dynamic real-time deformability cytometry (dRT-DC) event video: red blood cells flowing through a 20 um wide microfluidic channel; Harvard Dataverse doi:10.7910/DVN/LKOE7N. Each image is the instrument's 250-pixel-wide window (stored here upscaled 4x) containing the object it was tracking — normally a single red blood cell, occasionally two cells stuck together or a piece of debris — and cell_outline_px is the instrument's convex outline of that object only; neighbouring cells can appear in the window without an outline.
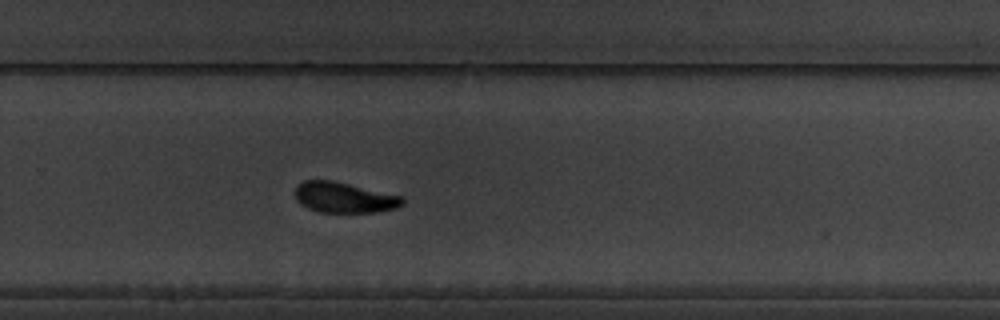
{"species": "common noctule bat (a hibernating species)", "species_latin": "Nyctalus noctula", "temperature_condition": "warm", "stored_images_in_passage": 10, "camera_frame_rate_fps": 3000, "um_per_image_px": 0.085, "animal": {"sex": "male", "body_mass_g": 19.5, "forearm_length_mm": 54.6}, "frame": {"image": 1, "passage_image": 10, "time_ms": 10.333, "image_size_px": [1000, 320], "cell_outline_px": [[404, 204], [396, 208], [376, 212], [320, 212], [308, 208], [300, 204], [296, 200], [296, 184], [304, 180], [332, 180], [404, 196]], "centroid_in_image_um": [29.26, 16.78], "position_along_channel_um": 300.5, "area_um2": 19.25}}